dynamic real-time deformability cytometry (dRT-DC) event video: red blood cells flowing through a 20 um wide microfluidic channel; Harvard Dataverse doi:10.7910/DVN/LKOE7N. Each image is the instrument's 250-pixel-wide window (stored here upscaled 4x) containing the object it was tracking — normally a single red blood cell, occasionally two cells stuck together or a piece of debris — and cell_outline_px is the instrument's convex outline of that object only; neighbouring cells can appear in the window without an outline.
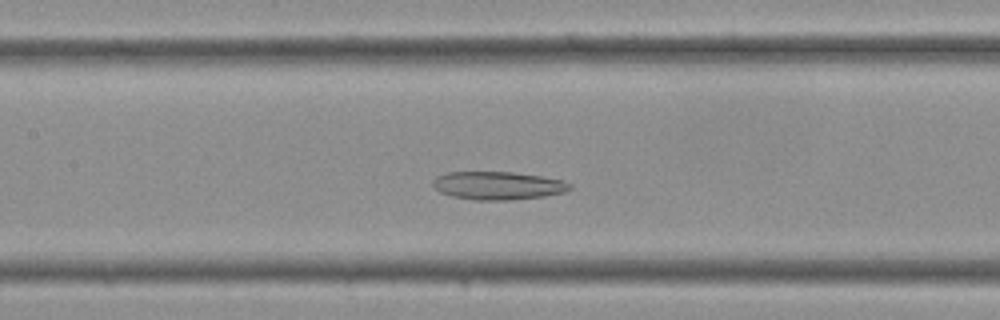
{"species": "Egyptian fruit bat (a non-hibernating species)", "species_latin": "Rousettus aegyptiacus", "temperature_condition": "cold", "stored_images_in_passage": 33, "camera_frame_rate_fps": 3000, "um_per_image_px": 0.085, "frame": {"image": 1, "passage_image": 13, "time_ms": 4.0, "image_size_px": [1000, 320], "cell_outline_px": [[572, 188], [564, 192], [544, 196], [508, 200], [472, 200], [452, 196], [440, 192], [432, 184], [432, 180], [436, 176], [444, 172], [512, 172], [540, 176], [564, 180], [572, 184]], "centroid_in_image_um": [42.31, 15.77], "position_along_channel_um": 165.1, "area_um2": 22.54}}
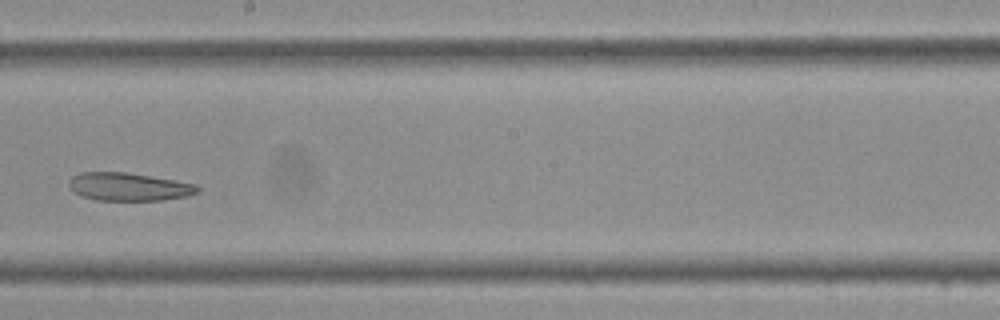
{"frame": {"image": 2, "passage_image": 17, "time_ms": 5.333, "image_size_px": [1000, 320], "cell_outline_px": [[200, 192], [188, 196], [164, 200], [96, 200], [84, 196], [76, 192], [68, 184], [68, 180], [72, 176], [80, 172], [124, 172], [196, 184], [200, 188]], "centroid_in_image_um": [10.97, 15.88], "position_along_channel_um": 237.2, "area_um2": 20.81}}
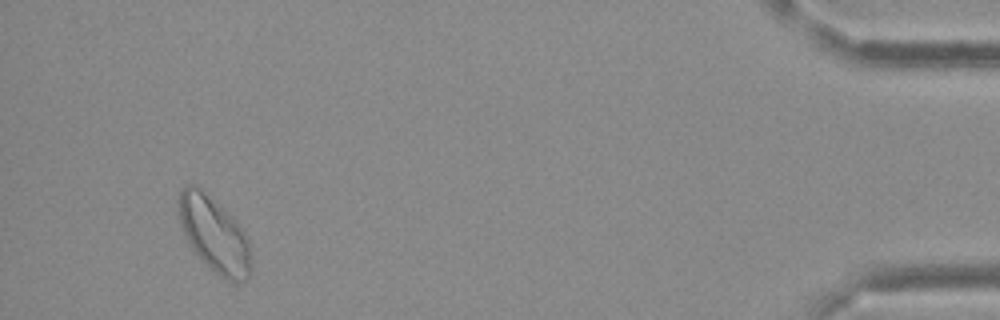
{"frame": {"image": 3, "passage_image": 31, "time_ms": 10.0, "image_size_px": [1000, 320], "cell_outline_px": [[252, 268], [248, 280], [236, 284], [220, 276], [200, 260], [192, 248], [180, 224], [180, 188], [188, 184], [196, 184], [232, 216], [248, 240]], "centroid_in_image_um": [18.23, 19.98], "position_along_channel_um": 417.0, "area_um2": 31.5}}